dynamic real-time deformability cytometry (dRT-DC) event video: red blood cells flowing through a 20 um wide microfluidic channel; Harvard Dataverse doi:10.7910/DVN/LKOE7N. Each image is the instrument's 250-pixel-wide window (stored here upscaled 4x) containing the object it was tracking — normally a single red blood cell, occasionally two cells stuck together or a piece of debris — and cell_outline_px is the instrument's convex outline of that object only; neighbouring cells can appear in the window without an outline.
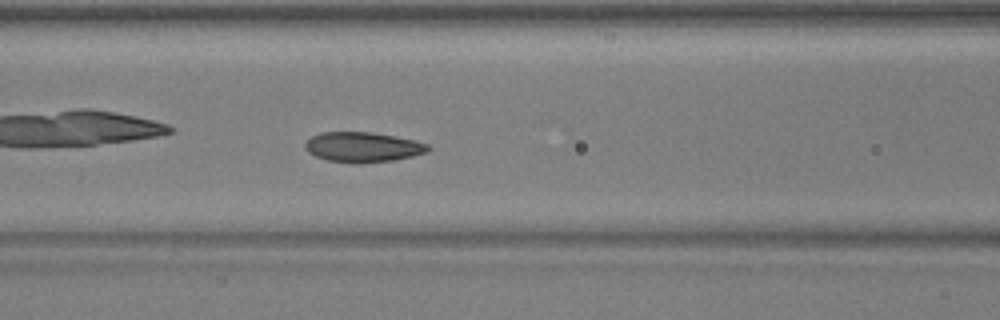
{"species": "common noctule bat (a hibernating species)", "species_latin": "Nyctalus noctula", "temperature_condition": "warm", "stored_images_in_passage": 52, "camera_frame_rate_fps": 3000, "um_per_image_px": 0.085, "animal": {"sex": "male", "body_mass_g": 17.9, "forearm_length_mm": 54.2}, "frame": {"image": 1, "passage_image": 22, "time_ms": 7.0, "image_size_px": [1000, 320], "cell_outline_px": [[432, 148], [428, 152], [412, 156], [392, 160], [360, 164], [352, 164], [328, 160], [316, 156], [308, 152], [304, 144], [312, 136], [320, 132], [372, 132], [396, 136], [416, 140], [428, 144]], "centroid_in_image_um": [30.87, 12.5], "position_along_channel_um": 135.7, "area_um2": 21.73}}
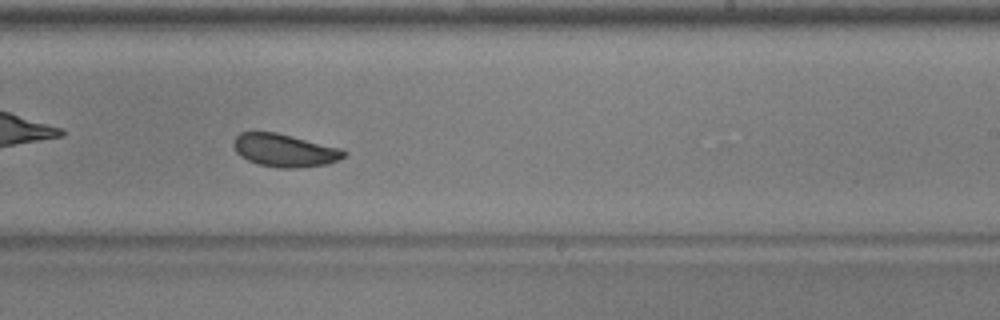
{"frame": {"image": 2, "passage_image": 32, "time_ms": 10.333, "image_size_px": [1000, 320], "cell_outline_px": [[348, 156], [328, 164], [300, 168], [280, 168], [260, 164], [248, 160], [240, 156], [236, 152], [232, 144], [236, 136], [240, 132], [276, 132], [340, 148], [348, 152]], "centroid_in_image_um": [24.21, 12.79], "position_along_channel_um": 264.8, "area_um2": 21.21}}
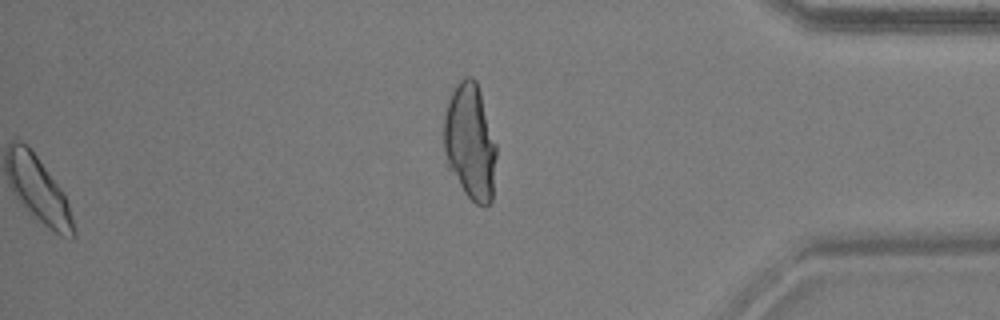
{"frame": {"image": 3, "passage_image": 52, "time_ms": 17.0, "image_size_px": [1000, 320], "cell_outline_px": [[496, 156], [492, 200], [484, 208], [476, 204], [464, 192], [448, 168], [444, 148], [444, 116], [448, 100], [456, 84], [464, 76], [472, 76], [476, 80], [480, 92], [496, 144]], "centroid_in_image_um": [39.96, 12.07], "position_along_channel_um": 395.2, "area_um2": 35.55}, "authors_computed_cell_mechanics": {"area_um2": 21.2993, "velocity_mm_per_s": 3.8793, "shape_relaxation_time_tau1_ms": 2.7175, "shape_relaxation_time_tau2_ms": 1.8218, "deformation_change_tau1": 0.0993, "deformation_change_tau2": 0.0561}}